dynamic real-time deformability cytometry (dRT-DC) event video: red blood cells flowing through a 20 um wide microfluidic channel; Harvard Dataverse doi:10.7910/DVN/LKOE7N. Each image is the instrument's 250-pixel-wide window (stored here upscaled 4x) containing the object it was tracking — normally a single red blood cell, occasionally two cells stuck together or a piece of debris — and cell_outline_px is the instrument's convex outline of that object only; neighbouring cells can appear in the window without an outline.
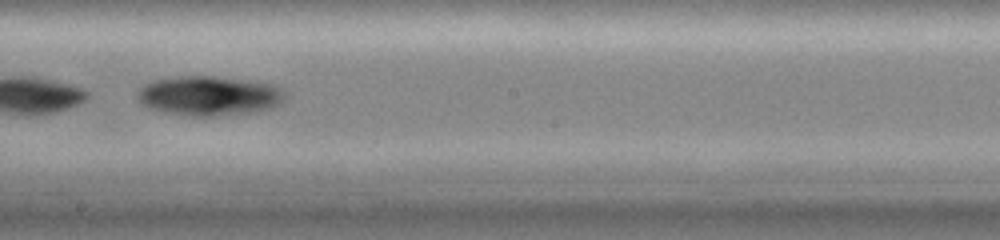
{"species": "common noctule bat (a hibernating species)", "species_latin": "Nyctalus noctula", "temperature_condition": "cold", "stored_images_in_passage": 35, "camera_frame_rate_fps": 3000, "um_per_image_px": 0.085, "animal": {"sex": "female", "body_mass_g": 19.0, "forearm_length_mm": 51.5}, "frame": {"image": 1, "passage_image": 19, "time_ms": 8.333, "image_size_px": [1000, 240], "cell_outline_px": [[288, 92], [284, 100], [280, 104], [272, 108], [252, 112], [212, 116], [184, 116], [164, 112], [148, 108], [140, 104], [136, 96], [136, 92], [144, 84], [152, 80], [176, 76], [216, 76], [248, 80], [276, 84]], "centroid_in_image_um": [17.78, 8.13], "position_along_channel_um": 230.4, "area_um2": 34.8}}
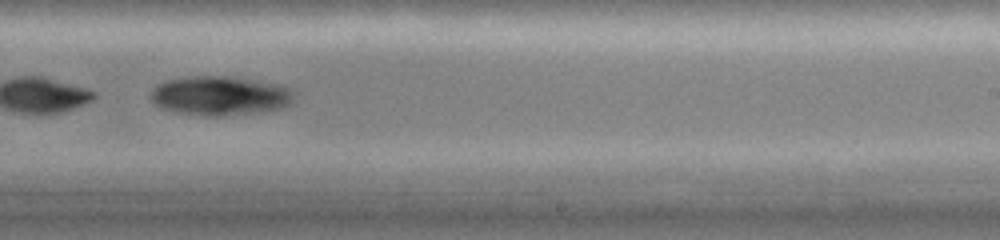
{"frame": {"image": 2, "passage_image": 22, "time_ms": 9.333, "image_size_px": [1000, 240], "cell_outline_px": [[296, 100], [292, 104], [280, 108], [256, 112], [224, 116], [200, 116], [176, 112], [160, 108], [148, 96], [152, 88], [156, 84], [168, 80], [192, 76], [224, 76], [252, 80], [276, 84], [288, 88], [296, 92]], "centroid_in_image_um": [18.68, 8.15], "position_along_channel_um": 270.3, "area_um2": 33.0}}